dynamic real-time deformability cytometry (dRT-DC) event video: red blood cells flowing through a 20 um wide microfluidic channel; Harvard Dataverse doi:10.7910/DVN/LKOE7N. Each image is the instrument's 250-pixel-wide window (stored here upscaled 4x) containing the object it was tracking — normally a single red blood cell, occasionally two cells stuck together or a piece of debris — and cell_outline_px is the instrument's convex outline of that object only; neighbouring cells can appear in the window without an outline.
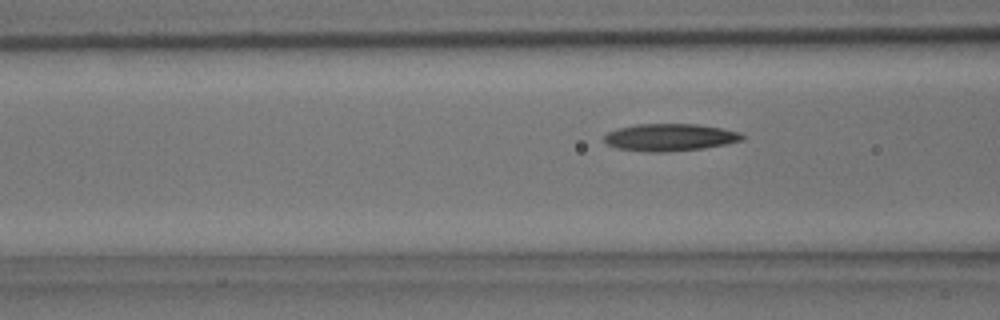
{"species": "common noctule bat (a hibernating species)", "species_latin": "Nyctalus noctula", "temperature_condition": "room temperature", "stored_images_in_passage": 4, "camera_frame_rate_fps": 3000, "um_per_image_px": 0.085, "animal": {"sex": "male", "body_mass_g": 15.6}, "frame": {"image": 1, "passage_image": 4, "time_ms": 4.333, "image_size_px": [1000, 320], "cell_outline_px": [[744, 140], [704, 148], [668, 152], [648, 152], [616, 148], [604, 144], [604, 136], [608, 132], [620, 128], [636, 124], [696, 124], [720, 128], [740, 132], [744, 136]], "centroid_in_image_um": [56.91, 11.68], "position_along_channel_um": 109.7, "area_um2": 21.96}}